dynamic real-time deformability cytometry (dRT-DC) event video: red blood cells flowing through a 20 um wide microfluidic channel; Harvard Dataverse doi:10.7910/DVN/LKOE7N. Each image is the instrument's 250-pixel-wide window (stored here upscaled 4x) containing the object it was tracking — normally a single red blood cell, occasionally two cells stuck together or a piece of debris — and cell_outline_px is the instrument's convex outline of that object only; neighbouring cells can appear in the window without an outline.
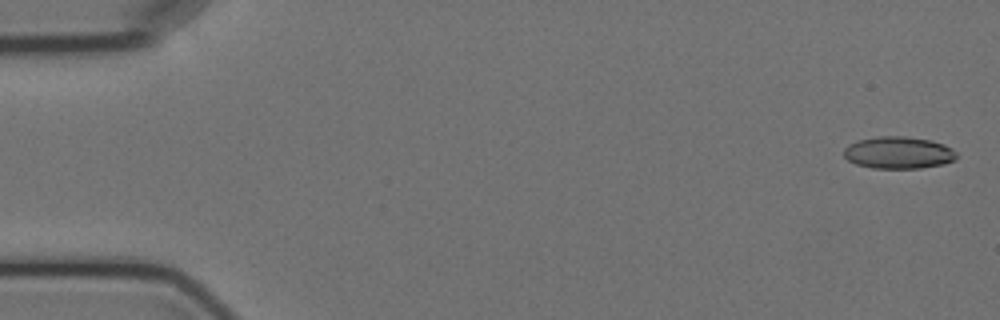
{"species": "Egyptian fruit bat (a non-hibernating species)", "species_latin": "Rousettus aegyptiacus", "temperature_condition": "cold", "stored_images_in_passage": 3, "camera_frame_rate_fps": 3000, "um_per_image_px": 0.085, "animal": {"sex": "female"}, "frame": {"image": 1, "passage_image": 1, "time_ms": 0.0, "image_size_px": [1000, 320], "cell_outline_px": [[956, 160], [944, 164], [920, 168], [872, 168], [856, 164], [848, 160], [844, 156], [844, 148], [848, 144], [860, 140], [876, 136], [904, 136], [932, 140], [944, 144], [952, 148], [956, 152]], "centroid_in_image_um": [76.39, 12.97], "position_along_channel_um": 8.6, "area_um2": 21.21}}